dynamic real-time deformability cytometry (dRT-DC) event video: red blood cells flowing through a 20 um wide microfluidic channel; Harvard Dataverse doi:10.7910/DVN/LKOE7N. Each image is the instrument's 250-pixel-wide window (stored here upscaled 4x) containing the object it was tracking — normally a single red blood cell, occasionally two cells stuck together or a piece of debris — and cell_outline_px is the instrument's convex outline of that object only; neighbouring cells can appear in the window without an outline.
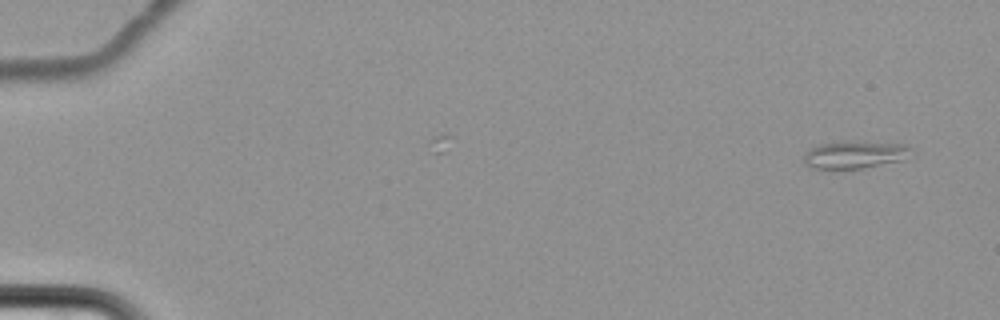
{"species": "common noctule bat (a hibernating species)", "species_latin": "Nyctalus noctula", "temperature_condition": "cold", "stored_images_in_passage": 4, "camera_frame_rate_fps": 3000, "um_per_image_px": 0.085, "animal": {"sex": "female", "body_mass_g": 22.7, "forearm_length_mm": 54.2}, "frame": {"image": 1, "passage_image": 4, "time_ms": 4.0, "image_size_px": [1000, 320], "cell_outline_px": [[916, 152], [904, 160], [864, 168], [812, 168], [804, 164], [804, 152], [808, 148], [816, 144], [844, 140], [904, 144], [912, 148]], "centroid_in_image_um": [72.68, 13.12], "position_along_channel_um": 12.3, "area_um2": 17.8}}